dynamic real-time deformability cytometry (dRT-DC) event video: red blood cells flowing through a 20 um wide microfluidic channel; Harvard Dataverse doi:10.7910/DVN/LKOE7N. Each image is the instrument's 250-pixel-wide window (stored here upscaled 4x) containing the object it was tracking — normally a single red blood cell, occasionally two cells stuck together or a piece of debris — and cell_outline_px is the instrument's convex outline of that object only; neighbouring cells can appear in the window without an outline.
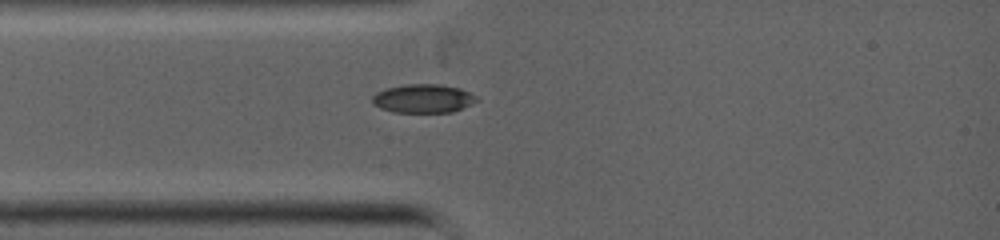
{"species": "common noctule bat (a hibernating species)", "species_latin": "Nyctalus noctula", "temperature_condition": "warm", "stored_images_in_passage": 2, "camera_frame_rate_fps": 5000, "um_per_image_px": 0.085, "animal": {"sex": "female", "body_mass_g": 19.0, "forearm_length_mm": 53.3}, "frame": {"image": 1, "passage_image": 2, "time_ms": 0.2, "image_size_px": [1000, 240], "cell_outline_px": [[480, 100], [452, 112], [392, 112], [380, 108], [372, 104], [372, 96], [376, 92], [388, 88], [408, 84], [440, 84], [460, 88], [476, 96]], "centroid_in_image_um": [35.96, 8.37], "position_along_channel_um": 49.0, "area_um2": 17.4}}